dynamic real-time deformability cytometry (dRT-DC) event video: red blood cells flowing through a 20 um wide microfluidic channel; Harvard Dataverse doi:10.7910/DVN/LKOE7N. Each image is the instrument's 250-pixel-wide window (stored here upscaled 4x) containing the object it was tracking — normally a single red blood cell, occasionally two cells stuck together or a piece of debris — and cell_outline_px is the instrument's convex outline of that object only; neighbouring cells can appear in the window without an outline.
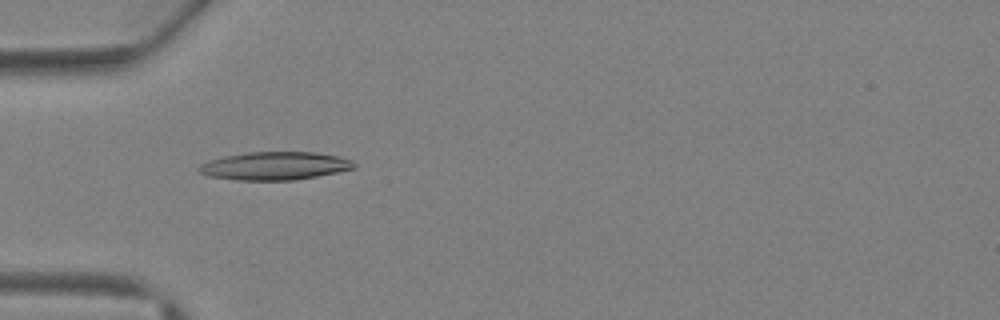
{"species": "Egyptian fruit bat (a non-hibernating species)", "species_latin": "Rousettus aegyptiacus", "temperature_condition": "warm", "stored_images_in_passage": 4, "camera_frame_rate_fps": 3000, "um_per_image_px": 0.085, "animal": {"sex": "female"}, "frame": {"image": 1, "passage_image": 4, "time_ms": 3.667, "image_size_px": [1000, 320], "cell_outline_px": [[356, 168], [316, 176], [292, 180], [236, 180], [208, 176], [200, 172], [196, 168], [200, 164], [208, 160], [224, 156], [248, 152], [316, 152], [340, 156], [352, 160], [356, 164]], "centroid_in_image_um": [23.35, 14.09], "position_along_channel_um": 61.7, "area_um2": 25.49}}